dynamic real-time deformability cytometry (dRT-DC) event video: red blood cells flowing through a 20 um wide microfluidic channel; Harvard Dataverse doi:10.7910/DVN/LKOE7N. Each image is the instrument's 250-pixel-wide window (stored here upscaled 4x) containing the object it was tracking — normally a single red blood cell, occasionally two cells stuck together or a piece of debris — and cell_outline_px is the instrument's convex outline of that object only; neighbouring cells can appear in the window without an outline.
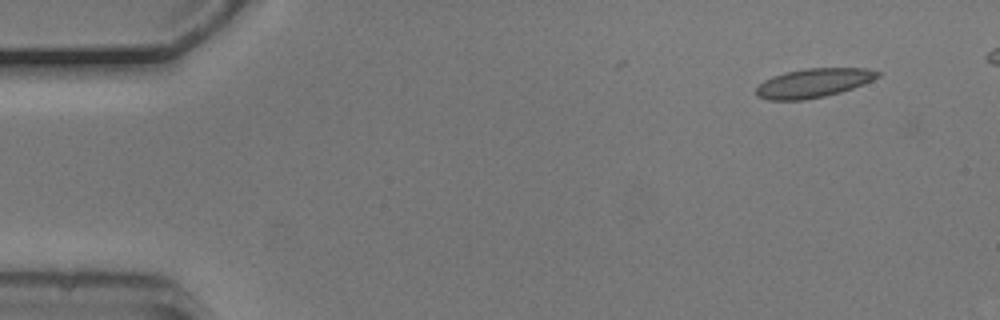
{"species": "common noctule bat (a hibernating species)", "species_latin": "Nyctalus noctula", "temperature_condition": "cold", "stored_images_in_passage": 7, "camera_frame_rate_fps": 3000, "um_per_image_px": 0.085, "animal": {"sex": "male", "body_mass_g": 20.5, "forearm_length_mm": 52.5}, "frame": {"image": 1, "passage_image": 1, "time_ms": 0.0, "image_size_px": [1000, 320], "cell_outline_px": [[880, 76], [864, 84], [840, 92], [824, 96], [804, 100], [768, 100], [756, 96], [756, 88], [764, 80], [772, 76], [784, 72], [804, 68], [868, 68], [880, 72]], "centroid_in_image_um": [69.13, 7.05], "position_along_channel_um": 15.9, "area_um2": 20.63}}